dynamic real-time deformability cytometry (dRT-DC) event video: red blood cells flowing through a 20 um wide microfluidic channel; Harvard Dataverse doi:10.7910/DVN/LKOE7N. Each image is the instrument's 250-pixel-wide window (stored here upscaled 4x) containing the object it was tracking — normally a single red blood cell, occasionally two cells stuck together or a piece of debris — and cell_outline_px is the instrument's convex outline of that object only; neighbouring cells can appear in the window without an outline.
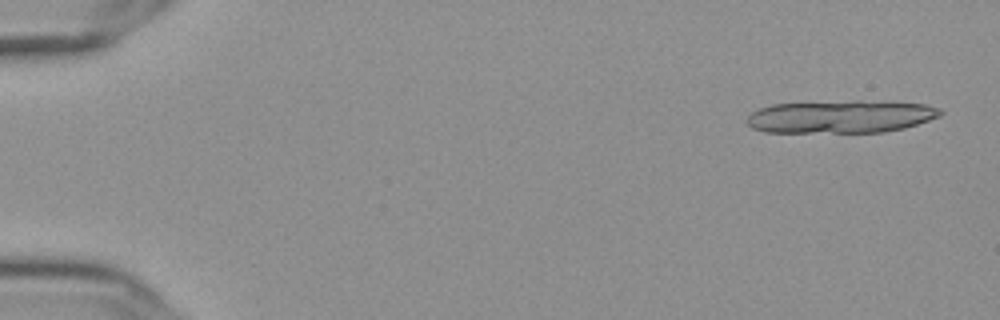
{"species": "Egyptian fruit bat (a non-hibernating species)", "species_latin": "Rousettus aegyptiacus", "temperature_condition": "cold", "stored_images_in_passage": 21, "segment_of_instrument_passage": [1, 2], "camera_frame_rate_fps": 3000, "um_per_image_px": 0.085, "frame": {"image": 1, "passage_image": 2, "time_ms": 0.333, "image_size_px": [1000, 320], "cell_outline_px": [[944, 112], [940, 116], [904, 128], [884, 132], [764, 132], [752, 128], [744, 120], [752, 112], [760, 108], [772, 104], [856, 100], [860, 100], [924, 104], [940, 108]], "centroid_in_image_um": [71.45, 9.91], "position_along_channel_um": 13.6, "area_um2": 37.05}}